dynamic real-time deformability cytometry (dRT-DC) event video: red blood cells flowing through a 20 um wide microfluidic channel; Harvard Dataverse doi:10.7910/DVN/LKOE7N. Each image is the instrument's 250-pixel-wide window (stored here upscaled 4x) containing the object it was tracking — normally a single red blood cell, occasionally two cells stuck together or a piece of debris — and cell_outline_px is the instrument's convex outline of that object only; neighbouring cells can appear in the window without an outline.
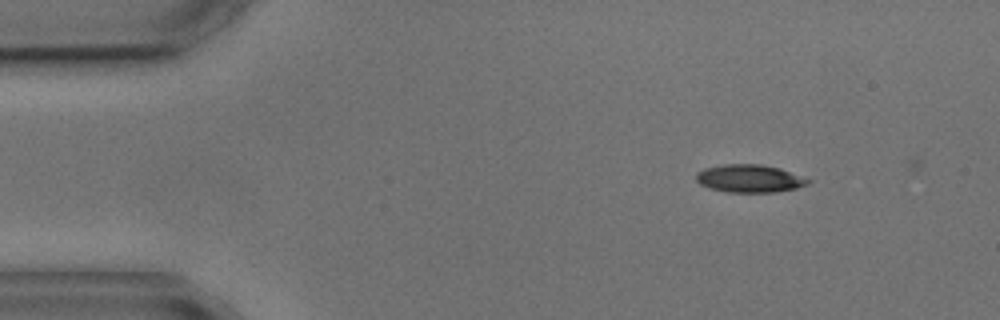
{"species": "common noctule bat (a hibernating species)", "species_latin": "Nyctalus noctula", "temperature_condition": "cold", "stored_images_in_passage": 3, "camera_frame_rate_fps": 3000, "um_per_image_px": 0.085, "animal": {"sex": "male", "body_mass_g": 17.9, "forearm_length_mm": 54.2}, "frame": {"image": 1, "passage_image": 1, "time_ms": 0.0, "image_size_px": [1000, 320], "cell_outline_px": [[812, 180], [808, 184], [796, 188], [776, 192], [728, 192], [712, 188], [700, 184], [696, 180], [696, 172], [704, 168], [724, 164], [760, 164], [780, 168]], "centroid_in_image_um": [63.71, 15.16], "position_along_channel_um": 21.3, "area_um2": 18.09}}